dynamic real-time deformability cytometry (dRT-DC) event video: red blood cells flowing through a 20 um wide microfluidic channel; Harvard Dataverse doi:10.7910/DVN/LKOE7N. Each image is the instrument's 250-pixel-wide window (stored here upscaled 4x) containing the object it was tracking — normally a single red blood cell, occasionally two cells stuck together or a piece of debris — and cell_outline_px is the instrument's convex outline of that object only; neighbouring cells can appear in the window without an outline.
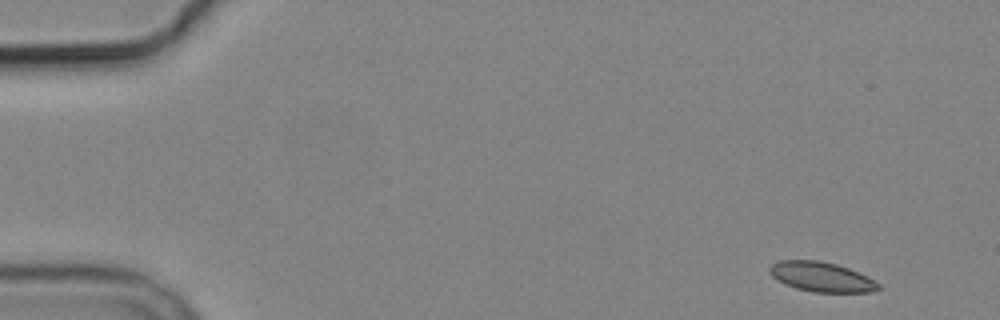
{"species": "common noctule bat (a hibernating species)", "species_latin": "Nyctalus noctula", "temperature_condition": "cold", "stored_images_in_passage": 4, "camera_frame_rate_fps": 3000, "um_per_image_px": 0.085, "animal": {"sex": "male", "body_mass_g": 19.2, "forearm_length_mm": 51.8}, "frame": {"image": 1, "passage_image": 1, "time_ms": 0.0, "image_size_px": [1000, 320], "cell_outline_px": [[880, 288], [872, 292], [812, 292], [796, 288], [784, 284], [772, 276], [768, 272], [768, 268], [772, 264], [780, 260], [820, 260], [836, 264], [848, 268], [868, 276], [880, 284]], "centroid_in_image_um": [69.81, 23.53], "position_along_channel_um": 15.2, "area_um2": 18.96}}